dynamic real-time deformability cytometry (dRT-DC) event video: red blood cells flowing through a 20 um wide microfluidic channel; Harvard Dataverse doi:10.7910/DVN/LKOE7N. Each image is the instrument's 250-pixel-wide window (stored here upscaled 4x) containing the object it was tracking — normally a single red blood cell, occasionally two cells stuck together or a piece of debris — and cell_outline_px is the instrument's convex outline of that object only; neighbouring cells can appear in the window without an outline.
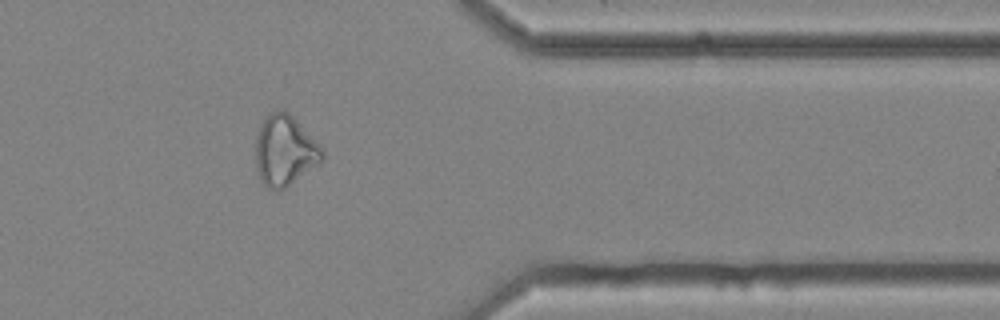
{"species": "common noctule bat (a hibernating species)", "species_latin": "Nyctalus noctula", "temperature_condition": "cold", "stored_images_in_passage": 15, "camera_frame_rate_fps": 3000, "um_per_image_px": 0.085, "animal": {"sex": "female", "body_mass_g": 25.1}, "frame": {"image": 1, "passage_image": 13, "time_ms": 4.0, "image_size_px": [1000, 320], "cell_outline_px": [[324, 160], [284, 188], [264, 188], [256, 172], [256, 136], [260, 124], [272, 112], [280, 108], [284, 108], [324, 148]], "centroid_in_image_um": [24.2, 12.79], "position_along_channel_um": 387.2, "area_um2": 27.4}}